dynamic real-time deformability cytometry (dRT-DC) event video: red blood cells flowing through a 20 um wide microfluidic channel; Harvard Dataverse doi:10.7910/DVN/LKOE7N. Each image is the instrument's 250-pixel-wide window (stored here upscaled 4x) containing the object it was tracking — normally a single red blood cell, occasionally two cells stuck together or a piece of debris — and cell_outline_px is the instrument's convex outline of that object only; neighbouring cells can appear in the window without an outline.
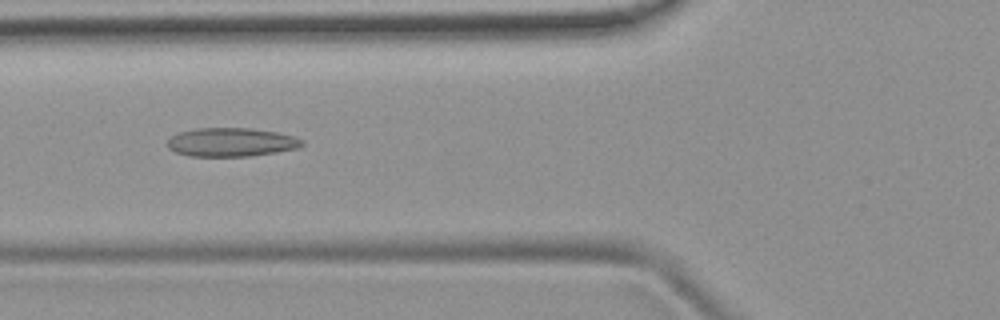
{"species": "common noctule bat (a hibernating species)", "species_latin": "Nyctalus noctula", "temperature_condition": "room temperature", "stored_images_in_passage": 26, "camera_frame_rate_fps": 3000, "um_per_image_px": 0.085, "animal": {"sex": "female", "body_mass_g": 19.9}, "frame": {"image": 1, "passage_image": 19, "time_ms": 6.0, "image_size_px": [1000, 320], "cell_outline_px": [[304, 144], [300, 148], [252, 156], [188, 156], [176, 152], [168, 148], [168, 140], [172, 136], [180, 132], [196, 128], [252, 128], [276, 132], [296, 136], [304, 140]], "centroid_in_image_um": [19.71, 12.09], "position_along_channel_um": 106.1, "area_um2": 22.66}}
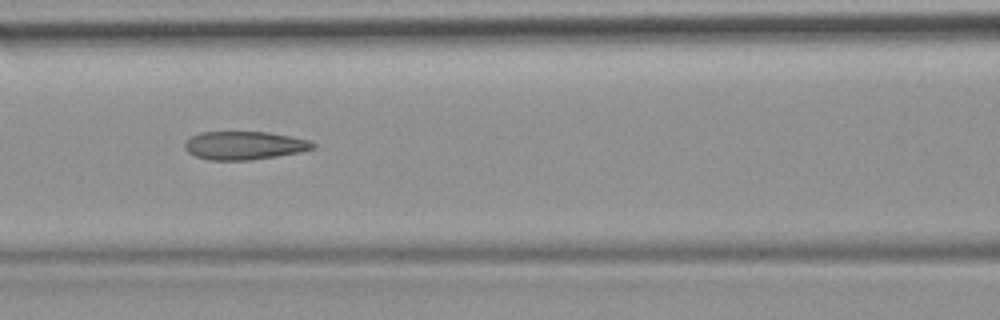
{"frame": {"image": 2, "passage_image": 22, "time_ms": 7.0, "image_size_px": [1000, 320], "cell_outline_px": [[316, 144], [312, 148], [300, 152], [252, 160], [208, 160], [196, 156], [188, 152], [184, 148], [184, 140], [200, 132], [268, 132], [292, 136], [308, 140]], "centroid_in_image_um": [20.73, 12.36], "position_along_channel_um": 145.9, "area_um2": 21.15}}